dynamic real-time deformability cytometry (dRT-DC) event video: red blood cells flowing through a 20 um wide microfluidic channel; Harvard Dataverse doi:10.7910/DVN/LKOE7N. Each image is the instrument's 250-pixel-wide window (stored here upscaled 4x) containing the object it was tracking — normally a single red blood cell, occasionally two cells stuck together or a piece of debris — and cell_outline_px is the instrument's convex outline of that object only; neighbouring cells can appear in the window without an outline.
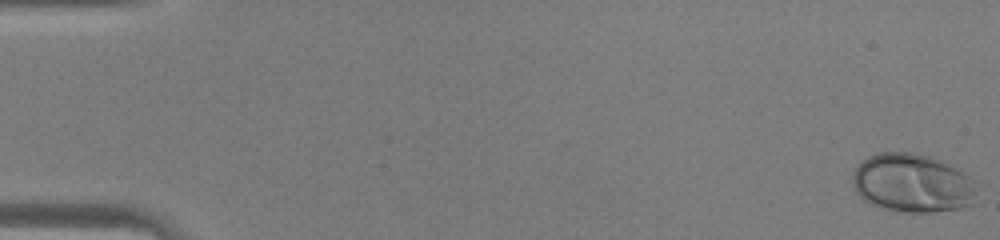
{"species": "human", "species_latin": "Homo sapiens", "temperature_condition": "warm", "stored_images_in_passage": 46, "camera_frame_rate_fps": 3000, "um_per_image_px": 0.085, "donor": {"sex": "male"}, "frame": {"image": 1, "passage_image": 1, "time_ms": 0.0, "image_size_px": [1000, 240], "cell_outline_px": [[976, 204], [960, 208], [932, 212], [892, 212], [872, 204], [864, 200], [856, 192], [852, 184], [852, 172], [868, 156], [876, 152], [912, 152], [928, 156], [940, 160], [968, 176], [972, 188]], "centroid_in_image_um": [77.48, 15.58], "position_along_channel_um": 7.5, "area_um2": 42.25}}
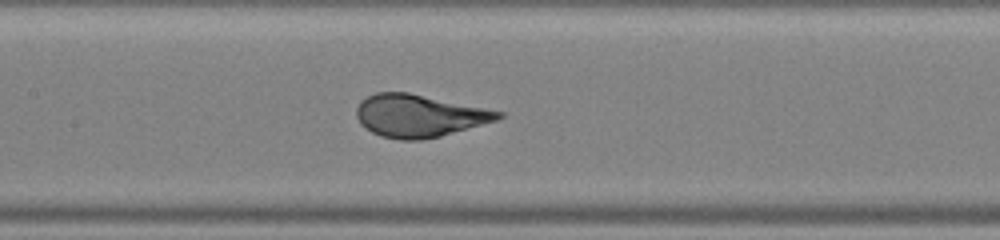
{"frame": {"image": 2, "passage_image": 23, "time_ms": 7.333, "image_size_px": [1000, 240], "cell_outline_px": [[504, 116], [496, 120], [440, 136], [420, 140], [400, 140], [380, 136], [372, 132], [360, 124], [356, 116], [356, 108], [360, 100], [376, 92], [408, 92], [504, 112]], "centroid_in_image_um": [35.57, 9.84], "position_along_channel_um": 171.8, "area_um2": 34.91}}
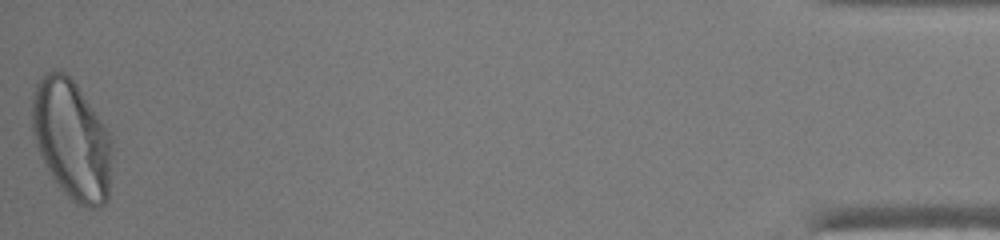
{"frame": {"image": 3, "passage_image": 46, "time_ms": 15.0, "image_size_px": [1000, 240], "cell_outline_px": [[112, 148], [108, 200], [100, 208], [88, 208], [76, 204], [60, 188], [52, 176], [40, 156], [32, 132], [32, 100], [36, 84], [44, 72], [52, 68], [56, 68], [64, 72], [76, 84], [112, 136]], "centroid_in_image_um": [6.1, 11.87], "position_along_channel_um": 429.1, "area_um2": 56.01}}